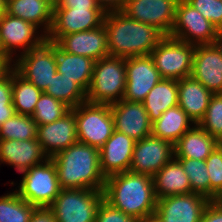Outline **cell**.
Listing matches in <instances>:
<instances>
[{
    "instance_id": "b9f144b4",
    "label": "cell",
    "mask_w": 222,
    "mask_h": 222,
    "mask_svg": "<svg viewBox=\"0 0 222 222\" xmlns=\"http://www.w3.org/2000/svg\"><path fill=\"white\" fill-rule=\"evenodd\" d=\"M53 8H100L95 0H57Z\"/></svg>"
},
{
    "instance_id": "52a82bcc",
    "label": "cell",
    "mask_w": 222,
    "mask_h": 222,
    "mask_svg": "<svg viewBox=\"0 0 222 222\" xmlns=\"http://www.w3.org/2000/svg\"><path fill=\"white\" fill-rule=\"evenodd\" d=\"M103 191L91 189H61L49 206L56 222H95Z\"/></svg>"
},
{
    "instance_id": "f907efd6",
    "label": "cell",
    "mask_w": 222,
    "mask_h": 222,
    "mask_svg": "<svg viewBox=\"0 0 222 222\" xmlns=\"http://www.w3.org/2000/svg\"><path fill=\"white\" fill-rule=\"evenodd\" d=\"M47 1H49L54 6L57 0H47Z\"/></svg>"
},
{
    "instance_id": "d4e9b609",
    "label": "cell",
    "mask_w": 222,
    "mask_h": 222,
    "mask_svg": "<svg viewBox=\"0 0 222 222\" xmlns=\"http://www.w3.org/2000/svg\"><path fill=\"white\" fill-rule=\"evenodd\" d=\"M215 148L216 138L195 124L174 144V158L206 160Z\"/></svg>"
},
{
    "instance_id": "836d02e7",
    "label": "cell",
    "mask_w": 222,
    "mask_h": 222,
    "mask_svg": "<svg viewBox=\"0 0 222 222\" xmlns=\"http://www.w3.org/2000/svg\"><path fill=\"white\" fill-rule=\"evenodd\" d=\"M188 176L191 191L210 200V179L205 160L176 158Z\"/></svg>"
},
{
    "instance_id": "5b68a950",
    "label": "cell",
    "mask_w": 222,
    "mask_h": 222,
    "mask_svg": "<svg viewBox=\"0 0 222 222\" xmlns=\"http://www.w3.org/2000/svg\"><path fill=\"white\" fill-rule=\"evenodd\" d=\"M71 110L75 113L78 142L100 149L115 130L110 105L85 102Z\"/></svg>"
},
{
    "instance_id": "5bb4252c",
    "label": "cell",
    "mask_w": 222,
    "mask_h": 222,
    "mask_svg": "<svg viewBox=\"0 0 222 222\" xmlns=\"http://www.w3.org/2000/svg\"><path fill=\"white\" fill-rule=\"evenodd\" d=\"M179 0H127L122 12L129 18L154 26L170 36Z\"/></svg>"
},
{
    "instance_id": "e0dca14e",
    "label": "cell",
    "mask_w": 222,
    "mask_h": 222,
    "mask_svg": "<svg viewBox=\"0 0 222 222\" xmlns=\"http://www.w3.org/2000/svg\"><path fill=\"white\" fill-rule=\"evenodd\" d=\"M191 76L213 94L222 93V40L196 45Z\"/></svg>"
},
{
    "instance_id": "d6a6232c",
    "label": "cell",
    "mask_w": 222,
    "mask_h": 222,
    "mask_svg": "<svg viewBox=\"0 0 222 222\" xmlns=\"http://www.w3.org/2000/svg\"><path fill=\"white\" fill-rule=\"evenodd\" d=\"M35 205L29 204L16 192L0 197V222H29Z\"/></svg>"
},
{
    "instance_id": "44dd1931",
    "label": "cell",
    "mask_w": 222,
    "mask_h": 222,
    "mask_svg": "<svg viewBox=\"0 0 222 222\" xmlns=\"http://www.w3.org/2000/svg\"><path fill=\"white\" fill-rule=\"evenodd\" d=\"M135 143L126 134L113 131L112 136L99 149L100 168L105 177L129 171Z\"/></svg>"
},
{
    "instance_id": "ac0fdd59",
    "label": "cell",
    "mask_w": 222,
    "mask_h": 222,
    "mask_svg": "<svg viewBox=\"0 0 222 222\" xmlns=\"http://www.w3.org/2000/svg\"><path fill=\"white\" fill-rule=\"evenodd\" d=\"M114 129L126 134L135 141L152 133V122L142 102H130L124 99L110 104Z\"/></svg>"
},
{
    "instance_id": "4fadbf2b",
    "label": "cell",
    "mask_w": 222,
    "mask_h": 222,
    "mask_svg": "<svg viewBox=\"0 0 222 222\" xmlns=\"http://www.w3.org/2000/svg\"><path fill=\"white\" fill-rule=\"evenodd\" d=\"M174 159V145L152 134L136 141L129 171L153 177Z\"/></svg>"
},
{
    "instance_id": "30bf717a",
    "label": "cell",
    "mask_w": 222,
    "mask_h": 222,
    "mask_svg": "<svg viewBox=\"0 0 222 222\" xmlns=\"http://www.w3.org/2000/svg\"><path fill=\"white\" fill-rule=\"evenodd\" d=\"M13 66L20 76L45 92L57 72L56 43L46 40L39 47L21 54Z\"/></svg>"
},
{
    "instance_id": "d590c367",
    "label": "cell",
    "mask_w": 222,
    "mask_h": 222,
    "mask_svg": "<svg viewBox=\"0 0 222 222\" xmlns=\"http://www.w3.org/2000/svg\"><path fill=\"white\" fill-rule=\"evenodd\" d=\"M198 125L210 136H222V93L213 94Z\"/></svg>"
},
{
    "instance_id": "3957f363",
    "label": "cell",
    "mask_w": 222,
    "mask_h": 222,
    "mask_svg": "<svg viewBox=\"0 0 222 222\" xmlns=\"http://www.w3.org/2000/svg\"><path fill=\"white\" fill-rule=\"evenodd\" d=\"M61 189L103 191L106 177L100 168L99 149L77 142L51 157Z\"/></svg>"
},
{
    "instance_id": "7c38bea8",
    "label": "cell",
    "mask_w": 222,
    "mask_h": 222,
    "mask_svg": "<svg viewBox=\"0 0 222 222\" xmlns=\"http://www.w3.org/2000/svg\"><path fill=\"white\" fill-rule=\"evenodd\" d=\"M104 16L101 8H53L47 41L56 43L64 35L98 28L103 24Z\"/></svg>"
},
{
    "instance_id": "6da1fadb",
    "label": "cell",
    "mask_w": 222,
    "mask_h": 222,
    "mask_svg": "<svg viewBox=\"0 0 222 222\" xmlns=\"http://www.w3.org/2000/svg\"><path fill=\"white\" fill-rule=\"evenodd\" d=\"M104 200L138 220L154 215L157 205L153 177L131 171L106 177Z\"/></svg>"
},
{
    "instance_id": "1f68e13d",
    "label": "cell",
    "mask_w": 222,
    "mask_h": 222,
    "mask_svg": "<svg viewBox=\"0 0 222 222\" xmlns=\"http://www.w3.org/2000/svg\"><path fill=\"white\" fill-rule=\"evenodd\" d=\"M38 125L32 116L14 114L0 125V140H30L37 138Z\"/></svg>"
},
{
    "instance_id": "4dcf8cb0",
    "label": "cell",
    "mask_w": 222,
    "mask_h": 222,
    "mask_svg": "<svg viewBox=\"0 0 222 222\" xmlns=\"http://www.w3.org/2000/svg\"><path fill=\"white\" fill-rule=\"evenodd\" d=\"M44 93L63 101L70 108L86 102V92L74 80L62 77L58 71Z\"/></svg>"
},
{
    "instance_id": "681fc988",
    "label": "cell",
    "mask_w": 222,
    "mask_h": 222,
    "mask_svg": "<svg viewBox=\"0 0 222 222\" xmlns=\"http://www.w3.org/2000/svg\"><path fill=\"white\" fill-rule=\"evenodd\" d=\"M216 147L222 154V136L216 139Z\"/></svg>"
},
{
    "instance_id": "e575fe53",
    "label": "cell",
    "mask_w": 222,
    "mask_h": 222,
    "mask_svg": "<svg viewBox=\"0 0 222 222\" xmlns=\"http://www.w3.org/2000/svg\"><path fill=\"white\" fill-rule=\"evenodd\" d=\"M70 110L71 108L63 101L55 99L43 92L36 103L32 118L37 125L50 124L61 119Z\"/></svg>"
},
{
    "instance_id": "bcb514c9",
    "label": "cell",
    "mask_w": 222,
    "mask_h": 222,
    "mask_svg": "<svg viewBox=\"0 0 222 222\" xmlns=\"http://www.w3.org/2000/svg\"><path fill=\"white\" fill-rule=\"evenodd\" d=\"M136 222H161L159 218L154 214L147 217L138 219Z\"/></svg>"
},
{
    "instance_id": "ab89813d",
    "label": "cell",
    "mask_w": 222,
    "mask_h": 222,
    "mask_svg": "<svg viewBox=\"0 0 222 222\" xmlns=\"http://www.w3.org/2000/svg\"><path fill=\"white\" fill-rule=\"evenodd\" d=\"M133 217L126 215L121 210L113 207L104 199L101 201L95 222H136Z\"/></svg>"
},
{
    "instance_id": "603a6c76",
    "label": "cell",
    "mask_w": 222,
    "mask_h": 222,
    "mask_svg": "<svg viewBox=\"0 0 222 222\" xmlns=\"http://www.w3.org/2000/svg\"><path fill=\"white\" fill-rule=\"evenodd\" d=\"M212 95V92L192 76L178 80V106L194 124H198L203 118Z\"/></svg>"
},
{
    "instance_id": "2e32d148",
    "label": "cell",
    "mask_w": 222,
    "mask_h": 222,
    "mask_svg": "<svg viewBox=\"0 0 222 222\" xmlns=\"http://www.w3.org/2000/svg\"><path fill=\"white\" fill-rule=\"evenodd\" d=\"M210 200L198 193L157 199L155 215L161 222H200Z\"/></svg>"
},
{
    "instance_id": "ba28073f",
    "label": "cell",
    "mask_w": 222,
    "mask_h": 222,
    "mask_svg": "<svg viewBox=\"0 0 222 222\" xmlns=\"http://www.w3.org/2000/svg\"><path fill=\"white\" fill-rule=\"evenodd\" d=\"M170 37L192 45H205L221 41L222 33L197 9L179 0Z\"/></svg>"
},
{
    "instance_id": "7dc6e473",
    "label": "cell",
    "mask_w": 222,
    "mask_h": 222,
    "mask_svg": "<svg viewBox=\"0 0 222 222\" xmlns=\"http://www.w3.org/2000/svg\"><path fill=\"white\" fill-rule=\"evenodd\" d=\"M211 201L222 208V189L218 192V194L215 195V197Z\"/></svg>"
},
{
    "instance_id": "7402d4cb",
    "label": "cell",
    "mask_w": 222,
    "mask_h": 222,
    "mask_svg": "<svg viewBox=\"0 0 222 222\" xmlns=\"http://www.w3.org/2000/svg\"><path fill=\"white\" fill-rule=\"evenodd\" d=\"M43 158L44 160H42ZM47 158L37 138L30 140H0V161L14 166L19 173L41 164Z\"/></svg>"
},
{
    "instance_id": "f546056e",
    "label": "cell",
    "mask_w": 222,
    "mask_h": 222,
    "mask_svg": "<svg viewBox=\"0 0 222 222\" xmlns=\"http://www.w3.org/2000/svg\"><path fill=\"white\" fill-rule=\"evenodd\" d=\"M42 93L12 68V104L16 113L32 116Z\"/></svg>"
},
{
    "instance_id": "7a4b0ae2",
    "label": "cell",
    "mask_w": 222,
    "mask_h": 222,
    "mask_svg": "<svg viewBox=\"0 0 222 222\" xmlns=\"http://www.w3.org/2000/svg\"><path fill=\"white\" fill-rule=\"evenodd\" d=\"M109 55L137 57L150 55L164 35L154 26L129 18L122 11L105 13Z\"/></svg>"
},
{
    "instance_id": "277c9868",
    "label": "cell",
    "mask_w": 222,
    "mask_h": 222,
    "mask_svg": "<svg viewBox=\"0 0 222 222\" xmlns=\"http://www.w3.org/2000/svg\"><path fill=\"white\" fill-rule=\"evenodd\" d=\"M125 86V58L105 56L95 61L90 87L86 92V102L109 105L118 102L123 99Z\"/></svg>"
},
{
    "instance_id": "8fae6325",
    "label": "cell",
    "mask_w": 222,
    "mask_h": 222,
    "mask_svg": "<svg viewBox=\"0 0 222 222\" xmlns=\"http://www.w3.org/2000/svg\"><path fill=\"white\" fill-rule=\"evenodd\" d=\"M38 28L35 24L5 13L0 18V55L11 64L16 48L22 47V53H26L42 45L47 36L42 34L35 37Z\"/></svg>"
},
{
    "instance_id": "4316f807",
    "label": "cell",
    "mask_w": 222,
    "mask_h": 222,
    "mask_svg": "<svg viewBox=\"0 0 222 222\" xmlns=\"http://www.w3.org/2000/svg\"><path fill=\"white\" fill-rule=\"evenodd\" d=\"M6 13L21 18L37 27L45 25L47 35L53 21V5L47 0H7Z\"/></svg>"
},
{
    "instance_id": "74e56055",
    "label": "cell",
    "mask_w": 222,
    "mask_h": 222,
    "mask_svg": "<svg viewBox=\"0 0 222 222\" xmlns=\"http://www.w3.org/2000/svg\"><path fill=\"white\" fill-rule=\"evenodd\" d=\"M222 33V0H185Z\"/></svg>"
},
{
    "instance_id": "60d3db41",
    "label": "cell",
    "mask_w": 222,
    "mask_h": 222,
    "mask_svg": "<svg viewBox=\"0 0 222 222\" xmlns=\"http://www.w3.org/2000/svg\"><path fill=\"white\" fill-rule=\"evenodd\" d=\"M200 222H222V208L210 201L203 211Z\"/></svg>"
},
{
    "instance_id": "7bdbcfd3",
    "label": "cell",
    "mask_w": 222,
    "mask_h": 222,
    "mask_svg": "<svg viewBox=\"0 0 222 222\" xmlns=\"http://www.w3.org/2000/svg\"><path fill=\"white\" fill-rule=\"evenodd\" d=\"M29 222H56V219L49 207H36Z\"/></svg>"
},
{
    "instance_id": "8992f818",
    "label": "cell",
    "mask_w": 222,
    "mask_h": 222,
    "mask_svg": "<svg viewBox=\"0 0 222 222\" xmlns=\"http://www.w3.org/2000/svg\"><path fill=\"white\" fill-rule=\"evenodd\" d=\"M22 173L18 195L36 207H49L61 191L57 169L52 159L47 158Z\"/></svg>"
},
{
    "instance_id": "484cf974",
    "label": "cell",
    "mask_w": 222,
    "mask_h": 222,
    "mask_svg": "<svg viewBox=\"0 0 222 222\" xmlns=\"http://www.w3.org/2000/svg\"><path fill=\"white\" fill-rule=\"evenodd\" d=\"M95 61L89 57L67 53L56 44L57 71L74 80L85 92L92 80Z\"/></svg>"
},
{
    "instance_id": "f6af8a7d",
    "label": "cell",
    "mask_w": 222,
    "mask_h": 222,
    "mask_svg": "<svg viewBox=\"0 0 222 222\" xmlns=\"http://www.w3.org/2000/svg\"><path fill=\"white\" fill-rule=\"evenodd\" d=\"M9 67H11L10 63L2 55H0V76H2Z\"/></svg>"
},
{
    "instance_id": "ee69618b",
    "label": "cell",
    "mask_w": 222,
    "mask_h": 222,
    "mask_svg": "<svg viewBox=\"0 0 222 222\" xmlns=\"http://www.w3.org/2000/svg\"><path fill=\"white\" fill-rule=\"evenodd\" d=\"M127 0H95L98 6L105 12L122 11Z\"/></svg>"
},
{
    "instance_id": "cb8c5ba5",
    "label": "cell",
    "mask_w": 222,
    "mask_h": 222,
    "mask_svg": "<svg viewBox=\"0 0 222 222\" xmlns=\"http://www.w3.org/2000/svg\"><path fill=\"white\" fill-rule=\"evenodd\" d=\"M153 181L157 199L192 193L188 176L176 158L165 164L153 176Z\"/></svg>"
},
{
    "instance_id": "f35d334b",
    "label": "cell",
    "mask_w": 222,
    "mask_h": 222,
    "mask_svg": "<svg viewBox=\"0 0 222 222\" xmlns=\"http://www.w3.org/2000/svg\"><path fill=\"white\" fill-rule=\"evenodd\" d=\"M206 167L210 179V201L222 189V154L217 149L206 158Z\"/></svg>"
},
{
    "instance_id": "8d00e7d4",
    "label": "cell",
    "mask_w": 222,
    "mask_h": 222,
    "mask_svg": "<svg viewBox=\"0 0 222 222\" xmlns=\"http://www.w3.org/2000/svg\"><path fill=\"white\" fill-rule=\"evenodd\" d=\"M16 114L12 104V66L0 76V125Z\"/></svg>"
},
{
    "instance_id": "f1b7e54d",
    "label": "cell",
    "mask_w": 222,
    "mask_h": 222,
    "mask_svg": "<svg viewBox=\"0 0 222 222\" xmlns=\"http://www.w3.org/2000/svg\"><path fill=\"white\" fill-rule=\"evenodd\" d=\"M193 121L178 105L166 110L152 122V135L171 142L173 145L190 129Z\"/></svg>"
},
{
    "instance_id": "d6986e66",
    "label": "cell",
    "mask_w": 222,
    "mask_h": 222,
    "mask_svg": "<svg viewBox=\"0 0 222 222\" xmlns=\"http://www.w3.org/2000/svg\"><path fill=\"white\" fill-rule=\"evenodd\" d=\"M37 140L48 158L77 143L75 113L70 110L59 120L38 125Z\"/></svg>"
},
{
    "instance_id": "9a60e30c",
    "label": "cell",
    "mask_w": 222,
    "mask_h": 222,
    "mask_svg": "<svg viewBox=\"0 0 222 222\" xmlns=\"http://www.w3.org/2000/svg\"><path fill=\"white\" fill-rule=\"evenodd\" d=\"M126 86L123 99L143 102L149 91L162 79L150 55L125 58Z\"/></svg>"
},
{
    "instance_id": "c3c4849f",
    "label": "cell",
    "mask_w": 222,
    "mask_h": 222,
    "mask_svg": "<svg viewBox=\"0 0 222 222\" xmlns=\"http://www.w3.org/2000/svg\"><path fill=\"white\" fill-rule=\"evenodd\" d=\"M7 0H0V18L6 13Z\"/></svg>"
},
{
    "instance_id": "83f0119b",
    "label": "cell",
    "mask_w": 222,
    "mask_h": 222,
    "mask_svg": "<svg viewBox=\"0 0 222 222\" xmlns=\"http://www.w3.org/2000/svg\"><path fill=\"white\" fill-rule=\"evenodd\" d=\"M151 122L178 105V80L162 78L142 102Z\"/></svg>"
},
{
    "instance_id": "ffe728a7",
    "label": "cell",
    "mask_w": 222,
    "mask_h": 222,
    "mask_svg": "<svg viewBox=\"0 0 222 222\" xmlns=\"http://www.w3.org/2000/svg\"><path fill=\"white\" fill-rule=\"evenodd\" d=\"M56 44L65 52L94 61L109 55L108 34L104 24L98 28L62 36Z\"/></svg>"
},
{
    "instance_id": "9c48e42d",
    "label": "cell",
    "mask_w": 222,
    "mask_h": 222,
    "mask_svg": "<svg viewBox=\"0 0 222 222\" xmlns=\"http://www.w3.org/2000/svg\"><path fill=\"white\" fill-rule=\"evenodd\" d=\"M195 48L196 45L164 36L150 56L162 78L180 80L191 76Z\"/></svg>"
}]
</instances>
